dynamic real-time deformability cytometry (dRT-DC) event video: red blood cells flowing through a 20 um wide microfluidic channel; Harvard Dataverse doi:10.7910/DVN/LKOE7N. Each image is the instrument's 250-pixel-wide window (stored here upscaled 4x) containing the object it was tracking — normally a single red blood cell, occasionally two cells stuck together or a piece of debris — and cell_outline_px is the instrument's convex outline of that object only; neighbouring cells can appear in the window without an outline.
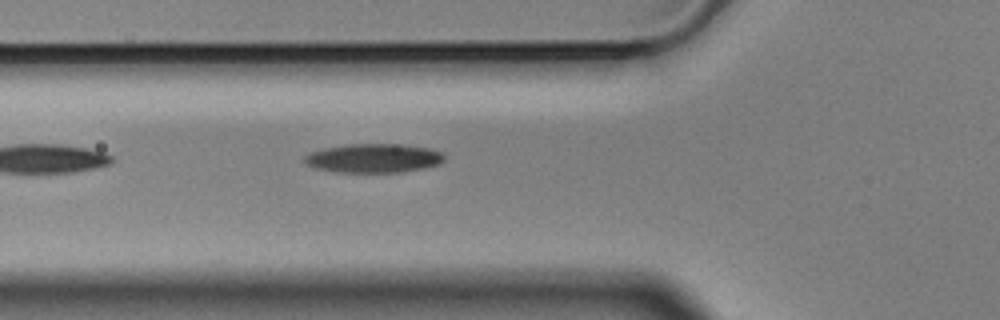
{"species": "Egyptian fruit bat (a non-hibernating species)", "species_latin": "Rousettus aegyptiacus", "temperature_condition": "cold", "stored_images_in_passage": 2, "camera_frame_rate_fps": 3000, "um_per_image_px": 0.085, "animal": {"sex": "male"}, "frame": {"image": 1, "passage_image": 2, "time_ms": 0.333, "image_size_px": [1000, 320], "cell_outline_px": [[444, 160], [440, 164], [424, 168], [404, 172], [336, 172], [316, 168], [308, 164], [304, 160], [304, 156], [312, 152], [324, 148], [352, 144], [396, 144], [428, 148], [440, 152], [444, 156]], "centroid_in_image_um": [31.78, 13.45], "position_along_channel_um": 94.0, "area_um2": 23.35}}